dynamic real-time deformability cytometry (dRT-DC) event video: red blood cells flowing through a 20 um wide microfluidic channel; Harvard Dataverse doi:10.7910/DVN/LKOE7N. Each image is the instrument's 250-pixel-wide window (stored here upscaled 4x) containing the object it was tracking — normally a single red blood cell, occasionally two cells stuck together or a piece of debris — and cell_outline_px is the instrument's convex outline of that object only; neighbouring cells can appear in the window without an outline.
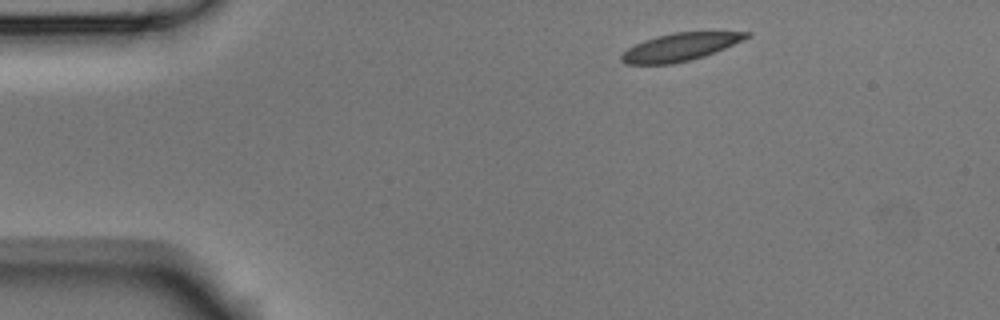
{"species": "Egyptian fruit bat (a non-hibernating species)", "species_latin": "Rousettus aegyptiacus", "temperature_condition": "room temperature", "stored_images_in_passage": 3, "camera_frame_rate_fps": 3000, "um_per_image_px": 0.085, "animal": {"sex": "male"}, "frame": {"image": 1, "passage_image": 1, "time_ms": 0.0, "image_size_px": [1000, 320], "cell_outline_px": [[752, 36], [716, 52], [692, 60], [672, 64], [624, 64], [620, 60], [620, 56], [628, 48], [644, 40], [656, 36], [672, 32], [752, 32]], "centroid_in_image_um": [57.81, 4.0], "position_along_channel_um": 27.2, "area_um2": 20.29}}